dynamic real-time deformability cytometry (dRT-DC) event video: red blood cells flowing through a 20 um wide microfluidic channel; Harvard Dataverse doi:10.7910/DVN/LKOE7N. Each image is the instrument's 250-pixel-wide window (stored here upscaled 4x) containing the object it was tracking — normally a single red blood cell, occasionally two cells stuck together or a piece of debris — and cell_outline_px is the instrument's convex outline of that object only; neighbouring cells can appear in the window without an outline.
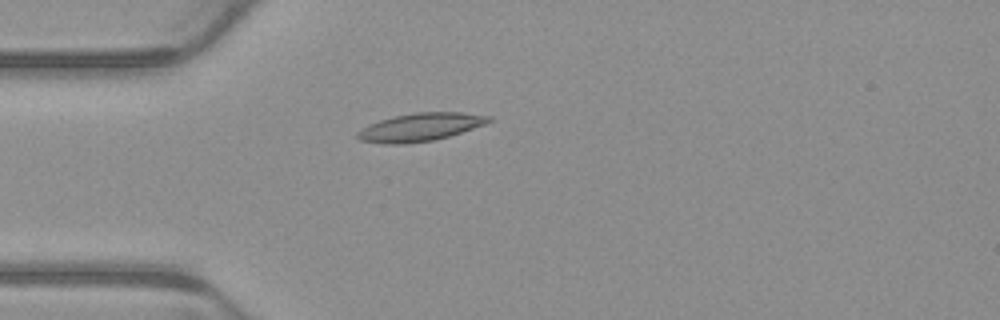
{"species": "common noctule bat (a hibernating species)", "species_latin": "Nyctalus noctula", "temperature_condition": "warm", "stored_images_in_passage": 4, "camera_frame_rate_fps": 3000, "um_per_image_px": 0.085, "animal": {"sex": "male", "body_mass_g": 23.1, "forearm_length_mm": 52.7}, "frame": {"image": 1, "passage_image": 4, "time_ms": 1.0, "image_size_px": [1000, 320], "cell_outline_px": [[492, 120], [484, 124], [448, 136], [432, 140], [404, 144], [384, 144], [360, 140], [356, 136], [356, 132], [368, 124], [380, 120], [396, 116], [416, 112], [464, 112], [492, 116]], "centroid_in_image_um": [35.7, 10.8], "position_along_channel_um": 49.3, "area_um2": 21.27}}